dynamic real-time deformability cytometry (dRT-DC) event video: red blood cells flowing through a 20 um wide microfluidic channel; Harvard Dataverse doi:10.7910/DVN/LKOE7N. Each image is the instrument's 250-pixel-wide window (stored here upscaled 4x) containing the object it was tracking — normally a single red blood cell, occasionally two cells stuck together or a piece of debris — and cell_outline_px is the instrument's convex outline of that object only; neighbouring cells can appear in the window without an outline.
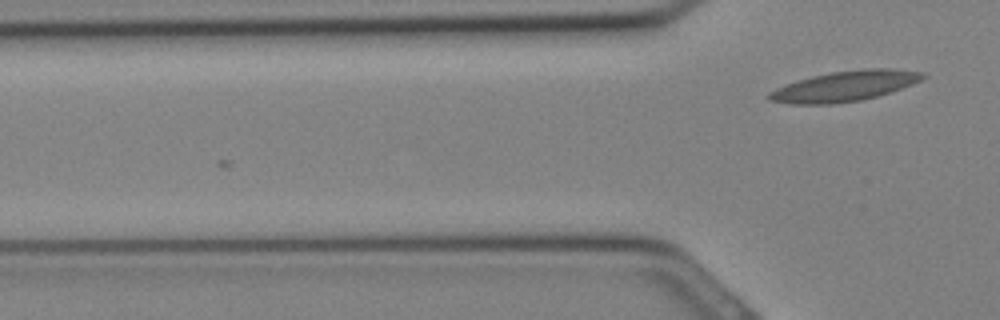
{"species": "Egyptian fruit bat (a non-hibernating species)", "species_latin": "Rousettus aegyptiacus", "temperature_condition": "cold", "stored_images_in_passage": 5, "camera_frame_rate_fps": 3000, "um_per_image_px": 0.085, "animal": {"sex": "female"}, "frame": {"image": 1, "passage_image": 5, "time_ms": 1.333, "image_size_px": [1000, 320], "cell_outline_px": [[928, 76], [912, 84], [876, 96], [860, 100], [832, 104], [792, 104], [768, 100], [764, 96], [768, 92], [776, 88], [796, 80], [812, 76], [832, 72], [864, 68], [892, 68], [924, 72]], "centroid_in_image_um": [71.76, 7.31], "position_along_channel_um": 54.0, "area_um2": 27.17}}